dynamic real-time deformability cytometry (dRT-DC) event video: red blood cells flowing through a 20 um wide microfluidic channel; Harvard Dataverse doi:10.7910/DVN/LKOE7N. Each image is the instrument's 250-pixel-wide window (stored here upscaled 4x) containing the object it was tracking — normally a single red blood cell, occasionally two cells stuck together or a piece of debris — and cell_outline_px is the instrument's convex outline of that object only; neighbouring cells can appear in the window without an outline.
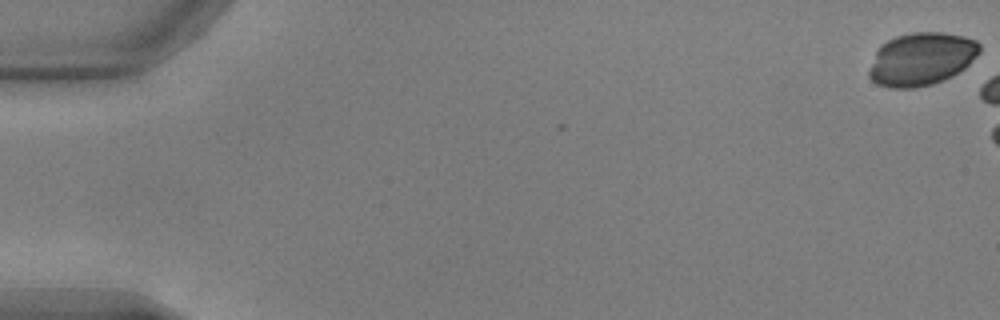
{"species": "common noctule bat (a hibernating species)", "species_latin": "Nyctalus noctula", "temperature_condition": "warm", "stored_images_in_passage": 5, "camera_frame_rate_fps": 3000, "um_per_image_px": 0.085, "animal": {"sex": "male", "body_mass_g": 17.9, "forearm_length_mm": 54.2}, "frame": {"image": 1, "passage_image": 1, "time_ms": 0.0, "image_size_px": [1000, 320], "cell_outline_px": [[980, 52], [964, 68], [952, 76], [944, 80], [932, 84], [916, 88], [888, 88], [876, 84], [868, 76], [868, 72], [876, 52], [880, 44], [896, 36], [912, 32], [944, 32], [964, 36], [976, 40], [980, 44]], "centroid_in_image_um": [78.31, 5.02], "position_along_channel_um": 6.7, "area_um2": 34.28}}